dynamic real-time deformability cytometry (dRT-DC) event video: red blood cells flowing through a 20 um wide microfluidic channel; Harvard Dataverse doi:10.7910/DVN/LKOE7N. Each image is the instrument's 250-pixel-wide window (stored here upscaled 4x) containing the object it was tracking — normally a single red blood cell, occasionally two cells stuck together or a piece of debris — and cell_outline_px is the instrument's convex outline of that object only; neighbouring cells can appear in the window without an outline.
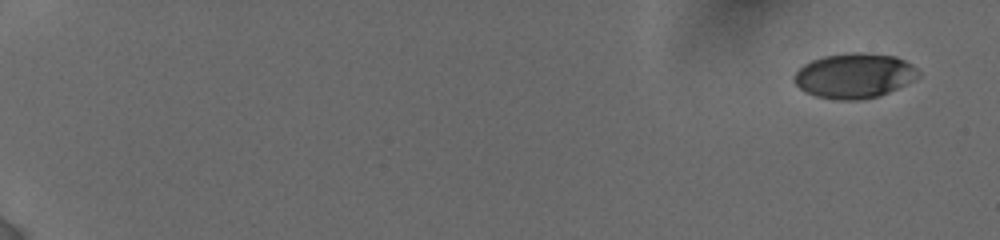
{"species": "human", "species_latin": "Homo sapiens", "temperature_condition": "cold", "stored_images_in_passage": 13, "camera_frame_rate_fps": 3000, "um_per_image_px": 0.085, "donor": {"sex": "female"}, "frame": {"image": 1, "passage_image": 1, "time_ms": 0.0, "image_size_px": [1000, 240], "cell_outline_px": [[920, 76], [916, 80], [888, 92], [876, 96], [860, 100], [836, 100], [816, 96], [800, 88], [792, 80], [792, 76], [804, 64], [812, 60], [824, 56], [852, 52], [864, 52], [896, 56], [912, 64], [920, 72]], "centroid_in_image_um": [72.64, 6.42], "position_along_channel_um": 12.4, "area_um2": 32.66}}